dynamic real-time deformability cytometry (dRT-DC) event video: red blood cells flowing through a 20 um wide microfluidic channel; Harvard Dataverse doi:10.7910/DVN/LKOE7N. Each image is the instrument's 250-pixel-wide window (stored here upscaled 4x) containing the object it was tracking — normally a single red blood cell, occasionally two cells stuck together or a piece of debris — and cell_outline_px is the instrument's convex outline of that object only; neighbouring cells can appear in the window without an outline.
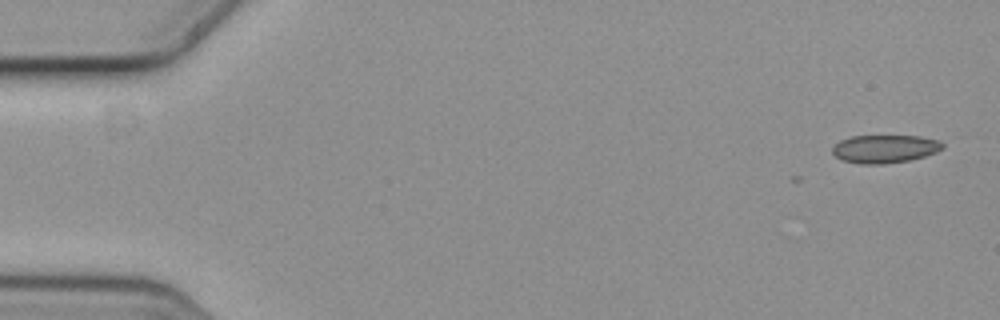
{"species": "common noctule bat (a hibernating species)", "species_latin": "Nyctalus noctula", "temperature_condition": "cold", "stored_images_in_passage": 5, "camera_frame_rate_fps": 3000, "um_per_image_px": 0.085, "animal": {"sex": "female", "body_mass_g": 19.3, "forearm_length_mm": 54.1}, "frame": {"image": 1, "passage_image": 1, "time_ms": 0.0, "image_size_px": [1000, 320], "cell_outline_px": [[944, 148], [936, 152], [924, 156], [908, 160], [884, 164], [860, 164], [840, 160], [832, 152], [832, 148], [840, 140], [852, 136], [920, 136], [940, 140], [944, 144]], "centroid_in_image_um": [75.21, 12.65], "position_along_channel_um": 9.8, "area_um2": 18.09}}
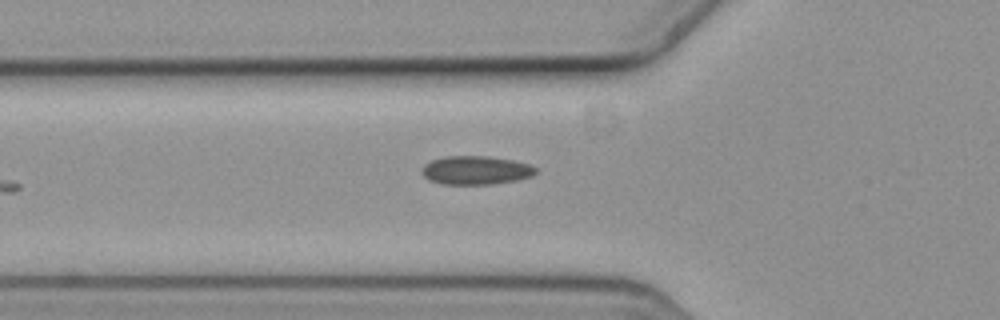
{"frame": {"image": 2, "passage_image": 5, "time_ms": 1.333, "image_size_px": [1000, 320], "cell_outline_px": [[536, 172], [532, 176], [516, 180], [492, 184], [440, 184], [428, 180], [420, 172], [420, 168], [424, 164], [432, 160], [444, 156], [488, 156], [512, 160], [532, 164], [536, 168]], "centroid_in_image_um": [40.41, 14.47], "position_along_channel_um": 85.4, "area_um2": 19.19}}